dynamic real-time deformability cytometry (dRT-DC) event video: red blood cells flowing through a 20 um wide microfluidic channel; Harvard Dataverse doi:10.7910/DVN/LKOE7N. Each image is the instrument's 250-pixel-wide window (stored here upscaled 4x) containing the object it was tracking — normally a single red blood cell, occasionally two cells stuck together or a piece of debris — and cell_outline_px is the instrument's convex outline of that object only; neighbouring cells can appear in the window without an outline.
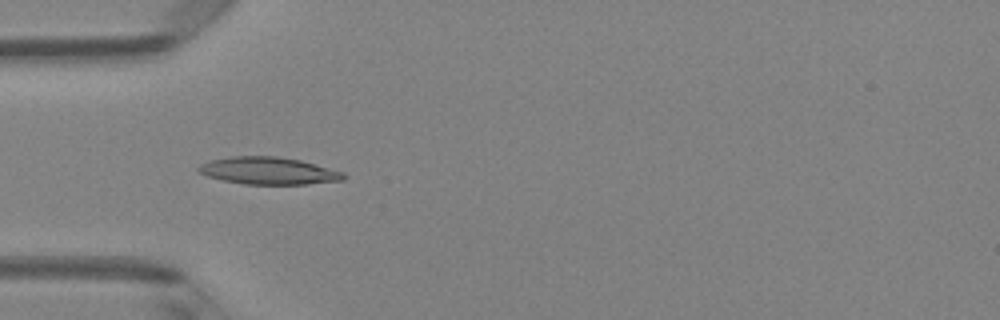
{"species": "Egyptian fruit bat (a non-hibernating species)", "species_latin": "Rousettus aegyptiacus", "temperature_condition": "room temperature", "stored_images_in_passage": 6, "camera_frame_rate_fps": 3000, "um_per_image_px": 0.085, "animal": {"sex": "female"}, "frame": {"image": 1, "passage_image": 4, "time_ms": 1.0, "image_size_px": [1000, 320], "cell_outline_px": [[348, 176], [344, 180], [304, 184], [244, 184], [224, 180], [208, 176], [196, 172], [196, 168], [200, 164], [212, 160], [232, 156], [276, 156], [300, 160], [344, 172]], "centroid_in_image_um": [22.82, 14.51], "position_along_channel_um": 62.2, "area_um2": 23.0}}
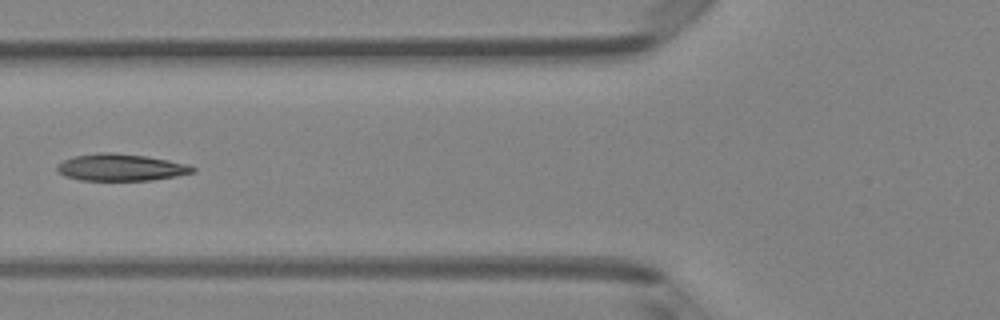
{"frame": {"image": 2, "passage_image": 5, "time_ms": 1.333, "image_size_px": [1000, 320], "cell_outline_px": [[196, 172], [176, 176], [152, 180], [80, 180], [64, 176], [56, 168], [56, 164], [64, 160], [76, 156], [100, 152], [112, 152], [144, 156], [168, 160], [188, 164], [196, 168]], "centroid_in_image_um": [10.28, 14.23], "position_along_channel_um": 115.5, "area_um2": 21.21}}
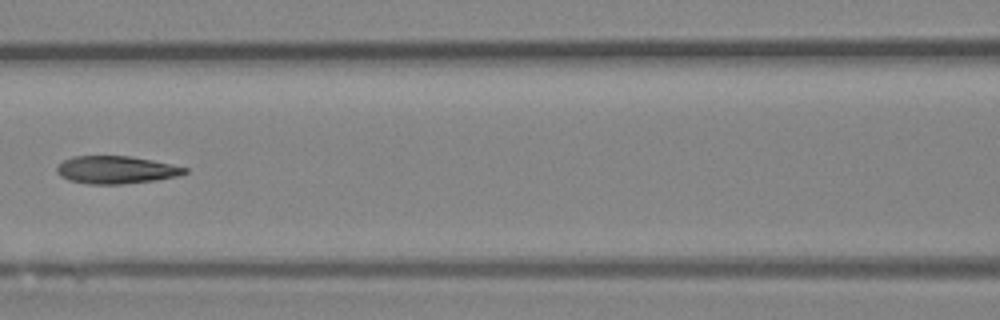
{"frame": {"image": 3, "passage_image": 6, "time_ms": 1.667, "image_size_px": [1000, 320], "cell_outline_px": [[188, 172], [176, 176], [156, 180], [120, 184], [88, 184], [68, 180], [60, 176], [56, 172], [56, 168], [64, 160], [72, 156], [128, 156], [152, 160], [188, 168]], "centroid_in_image_um": [9.84, 14.44], "position_along_channel_um": 156.8, "area_um2": 20.52}}